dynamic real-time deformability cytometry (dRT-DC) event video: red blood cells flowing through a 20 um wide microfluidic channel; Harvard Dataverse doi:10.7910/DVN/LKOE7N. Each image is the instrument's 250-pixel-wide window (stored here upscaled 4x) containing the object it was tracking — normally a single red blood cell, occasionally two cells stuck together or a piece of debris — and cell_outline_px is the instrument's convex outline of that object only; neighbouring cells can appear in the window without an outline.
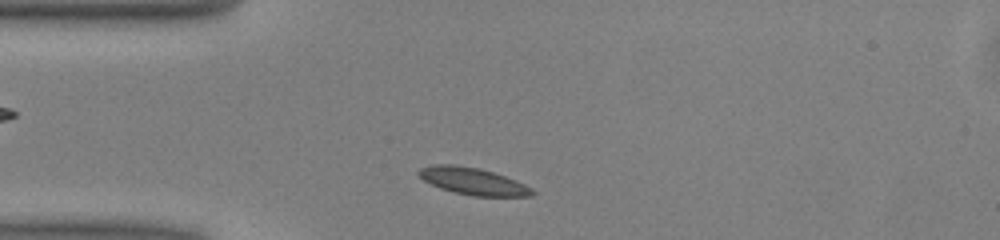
{"species": "common noctule bat (a hibernating species)", "species_latin": "Nyctalus noctula", "temperature_condition": "warm", "stored_images_in_passage": 41, "camera_frame_rate_fps": 3000, "um_per_image_px": 0.085, "animal": {"sex": "male", "body_mass_g": 13.0, "forearm_length_mm": 53.1}, "frame": {"image": 1, "passage_image": 3, "time_ms": 0.667, "image_size_px": [1000, 240], "cell_outline_px": [[536, 192], [532, 196], [472, 196], [440, 188], [424, 180], [416, 172], [420, 168], [432, 164], [452, 164], [480, 168], [516, 180], [532, 188]], "centroid_in_image_um": [40.2, 15.4], "position_along_channel_um": 44.8, "area_um2": 17.8}}
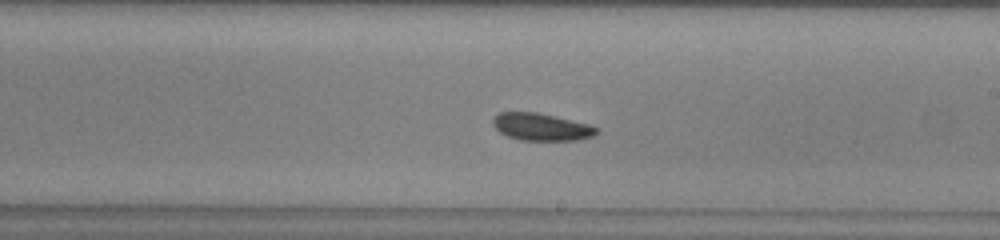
{"frame": {"image": 2, "passage_image": 19, "time_ms": 6.0, "image_size_px": [1000, 240], "cell_outline_px": [[600, 128], [592, 136], [576, 140], [520, 140], [508, 136], [500, 132], [492, 124], [492, 120], [500, 112], [536, 112], [588, 124]], "centroid_in_image_um": [45.99, 10.79], "position_along_channel_um": 243.0, "area_um2": 16.24}}
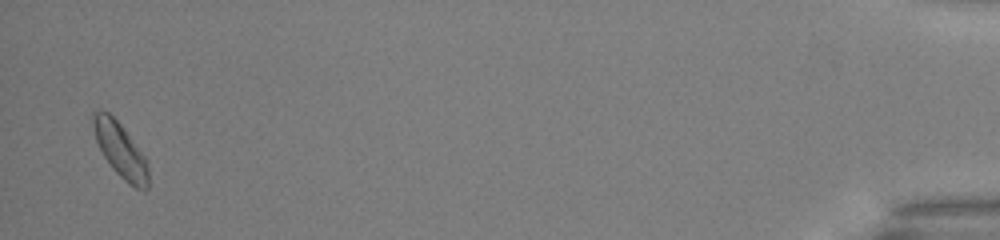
{"frame": {"image": 3, "passage_image": 40, "time_ms": 13.0, "image_size_px": [1000, 240], "cell_outline_px": [[148, 188], [144, 192], [128, 184], [112, 168], [104, 156], [96, 140], [92, 128], [92, 112], [96, 108], [100, 108], [108, 112], [120, 124], [144, 156], [148, 164]], "centroid_in_image_um": [10.21, 12.74], "position_along_channel_um": 425.0, "area_um2": 17.57}, "authors_computed_cell_mechanics": {"area_um2": 16.8776, "velocity_mm_per_s": 3.9932, "shape_relaxation_time_tau1_ms": 4.3506, "shape_relaxation_time_tau2_ms": null, "deformation_change_tau1": 0.0876, "deformation_change_tau2": null}}